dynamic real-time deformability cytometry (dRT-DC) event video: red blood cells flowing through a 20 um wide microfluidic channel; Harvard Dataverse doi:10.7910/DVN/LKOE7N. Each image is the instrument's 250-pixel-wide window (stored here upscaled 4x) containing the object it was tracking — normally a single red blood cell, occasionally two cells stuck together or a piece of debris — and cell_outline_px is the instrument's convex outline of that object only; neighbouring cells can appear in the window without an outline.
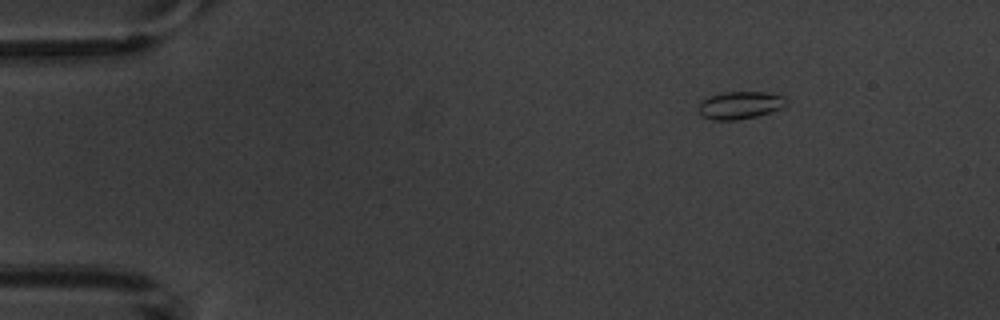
{"species": "common noctule bat (a hibernating species)", "species_latin": "Nyctalus noctula", "temperature_condition": "warm", "stored_images_in_passage": 3, "camera_frame_rate_fps": 3000, "um_per_image_px": 0.085, "animal": {"sex": "male", "body_mass_g": 20.1, "forearm_length_mm": 53.5}, "frame": {"image": 1, "passage_image": 1, "time_ms": 0.0, "image_size_px": [1000, 320], "cell_outline_px": [[788, 100], [780, 108], [756, 116], [736, 120], [712, 120], [700, 116], [700, 100], [724, 92], [768, 92], [784, 96]], "centroid_in_image_um": [62.88, 8.94], "position_along_channel_um": 22.1, "area_um2": 13.93}}
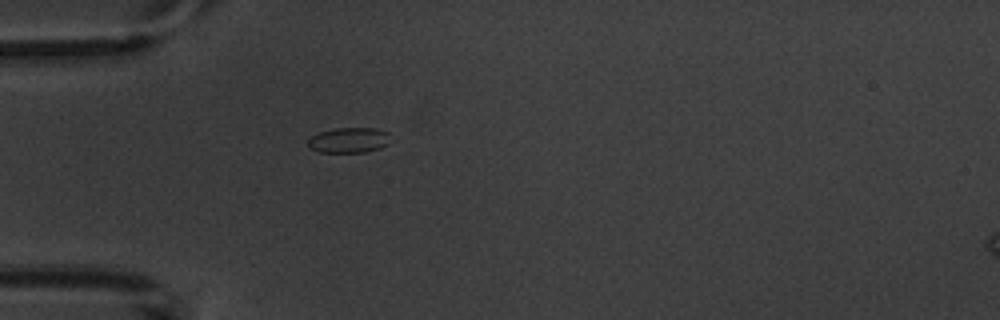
{"frame": {"image": 2, "passage_image": 3, "time_ms": 3.0, "image_size_px": [1000, 320], "cell_outline_px": [[388, 144], [380, 148], [364, 152], [320, 152], [312, 148], [308, 144], [308, 140], [312, 136], [320, 132], [336, 128], [376, 128], [388, 132]], "centroid_in_image_um": [29.67, 11.91], "position_along_channel_um": 55.3, "area_um2": 11.96}}